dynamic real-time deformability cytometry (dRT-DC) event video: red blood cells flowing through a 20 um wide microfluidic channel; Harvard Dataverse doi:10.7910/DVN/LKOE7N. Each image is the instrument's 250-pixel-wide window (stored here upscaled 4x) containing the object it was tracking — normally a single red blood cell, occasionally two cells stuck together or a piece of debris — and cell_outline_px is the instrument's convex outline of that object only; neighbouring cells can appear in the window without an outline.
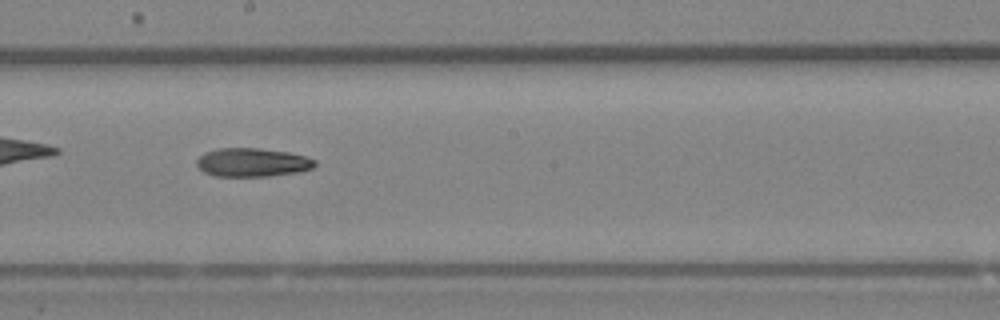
{"species": "Egyptian fruit bat (a non-hibernating species)", "species_latin": "Rousettus aegyptiacus", "temperature_condition": "room temperature", "stored_images_in_passage": 46, "camera_frame_rate_fps": 3000, "um_per_image_px": 0.085, "animal": {"sex": "female"}, "frame": {"image": 1, "passage_image": 27, "time_ms": 8.667, "image_size_px": [1000, 320], "cell_outline_px": [[316, 164], [312, 168], [296, 172], [268, 176], [212, 176], [204, 172], [196, 164], [196, 160], [204, 152], [220, 148], [260, 148], [288, 152], [304, 156], [316, 160]], "centroid_in_image_um": [21.42, 13.8], "position_along_channel_um": 226.8, "area_um2": 19.65}}
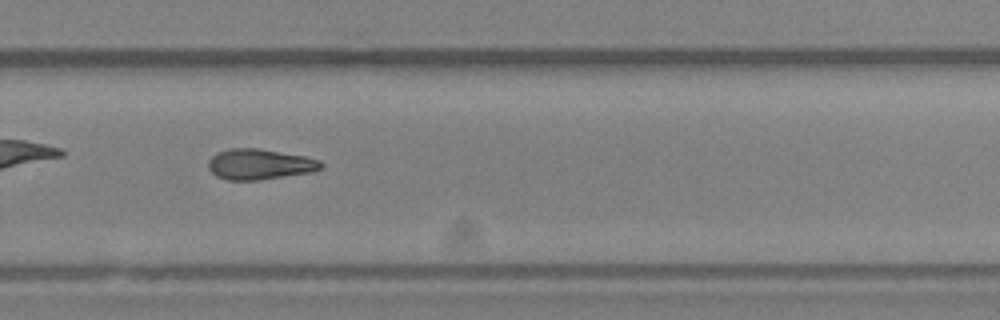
{"frame": {"image": 2, "passage_image": 33, "time_ms": 10.667, "image_size_px": [1000, 320], "cell_outline_px": [[324, 164], [320, 168], [312, 172], [260, 180], [228, 180], [216, 176], [208, 168], [208, 160], [212, 156], [220, 152], [232, 148], [256, 148], [304, 156], [320, 160]], "centroid_in_image_um": [22.07, 13.97], "position_along_channel_um": 307.7, "area_um2": 19.94}, "authors_computed_cell_mechanics": {"area_um2": 20.0566, "velocity_mm_per_s": 4.0653, "shape_relaxation_time_tau1_ms": null, "shape_relaxation_time_tau2_ms": 4.9535, "deformation_change_tau1": null, "deformation_change_tau2": 0.159}}